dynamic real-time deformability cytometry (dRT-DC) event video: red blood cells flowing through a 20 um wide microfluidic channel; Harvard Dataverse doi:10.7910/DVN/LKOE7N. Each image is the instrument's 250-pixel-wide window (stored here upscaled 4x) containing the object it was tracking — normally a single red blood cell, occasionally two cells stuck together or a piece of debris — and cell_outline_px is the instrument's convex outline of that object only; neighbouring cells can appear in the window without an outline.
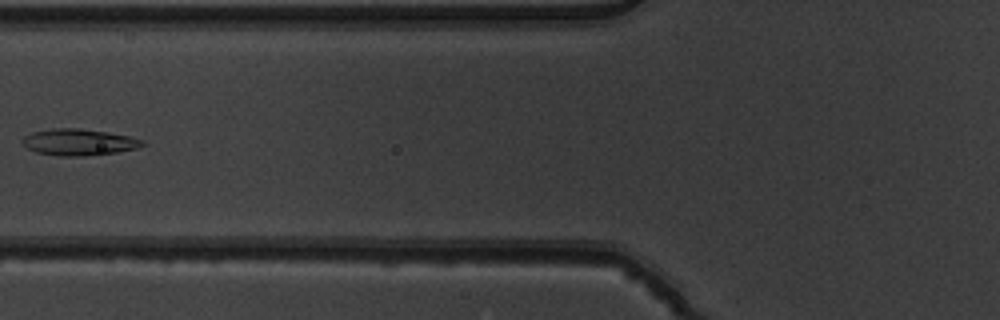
{"species": "common noctule bat (a hibernating species)", "species_latin": "Nyctalus noctula", "temperature_condition": "warm", "stored_images_in_passage": 7, "camera_frame_rate_fps": 3000, "um_per_image_px": 0.085, "animal": {"sex": "male", "body_mass_g": 19.5, "forearm_length_mm": 54.6}, "frame": {"image": 1, "passage_image": 6, "time_ms": 1.667, "image_size_px": [1000, 320], "cell_outline_px": [[144, 144], [136, 148], [116, 152], [84, 156], [60, 156], [36, 152], [28, 148], [20, 140], [24, 136], [32, 132], [52, 128], [80, 128], [108, 132], [128, 136], [144, 140]], "centroid_in_image_um": [6.67, 12.07], "position_along_channel_um": 119.1, "area_um2": 18.44}}
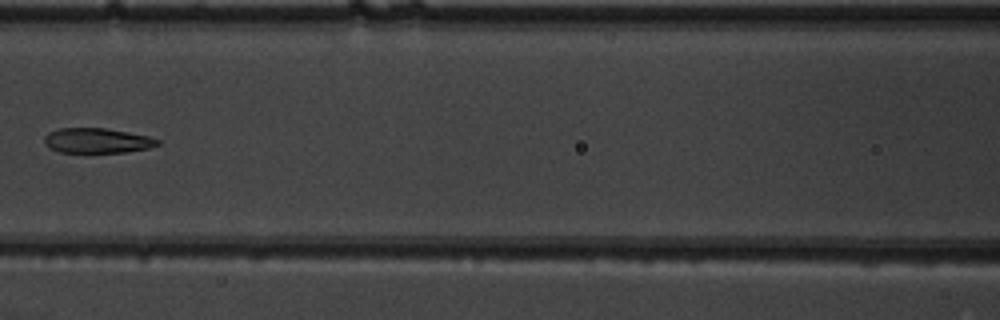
{"frame": {"image": 2, "passage_image": 7, "time_ms": 2.0, "image_size_px": [1000, 320], "cell_outline_px": [[160, 144], [148, 148], [124, 152], [60, 152], [44, 144], [44, 136], [48, 132], [60, 128], [104, 128], [128, 132], [148, 136], [160, 140]], "centroid_in_image_um": [8.25, 11.94], "position_along_channel_um": 158.4, "area_um2": 16.36}}